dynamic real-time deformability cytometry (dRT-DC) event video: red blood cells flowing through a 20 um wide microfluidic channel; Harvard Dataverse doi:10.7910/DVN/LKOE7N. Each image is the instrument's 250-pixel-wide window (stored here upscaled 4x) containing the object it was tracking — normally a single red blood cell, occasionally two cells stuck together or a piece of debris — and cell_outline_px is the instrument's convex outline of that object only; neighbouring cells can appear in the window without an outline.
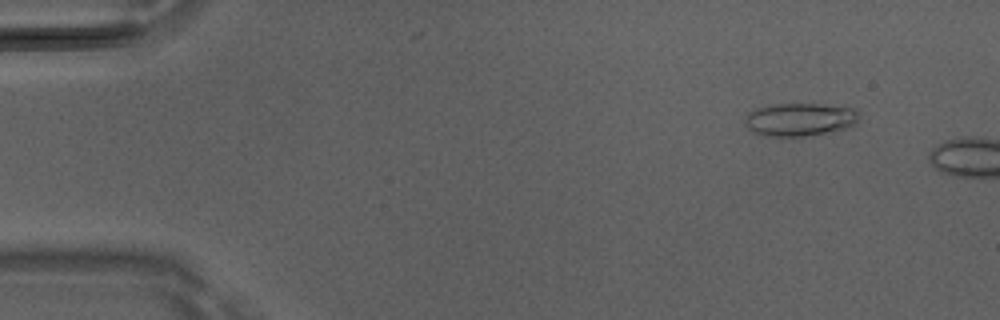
{"species": "Egyptian fruit bat (a non-hibernating species)", "species_latin": "Rousettus aegyptiacus", "temperature_condition": "room temperature", "stored_images_in_passage": 8, "camera_frame_rate_fps": 3000, "um_per_image_px": 0.085, "animal": {"sex": "male"}, "frame": {"image": 1, "passage_image": 5, "time_ms": 1.333, "image_size_px": [1000, 320], "cell_outline_px": [[860, 116], [856, 124], [844, 128], [804, 136], [764, 136], [752, 132], [744, 124], [744, 120], [756, 108], [768, 104], [820, 104], [856, 108], [860, 112]], "centroid_in_image_um": [67.99, 10.14], "position_along_channel_um": 17.0, "area_um2": 21.96}}